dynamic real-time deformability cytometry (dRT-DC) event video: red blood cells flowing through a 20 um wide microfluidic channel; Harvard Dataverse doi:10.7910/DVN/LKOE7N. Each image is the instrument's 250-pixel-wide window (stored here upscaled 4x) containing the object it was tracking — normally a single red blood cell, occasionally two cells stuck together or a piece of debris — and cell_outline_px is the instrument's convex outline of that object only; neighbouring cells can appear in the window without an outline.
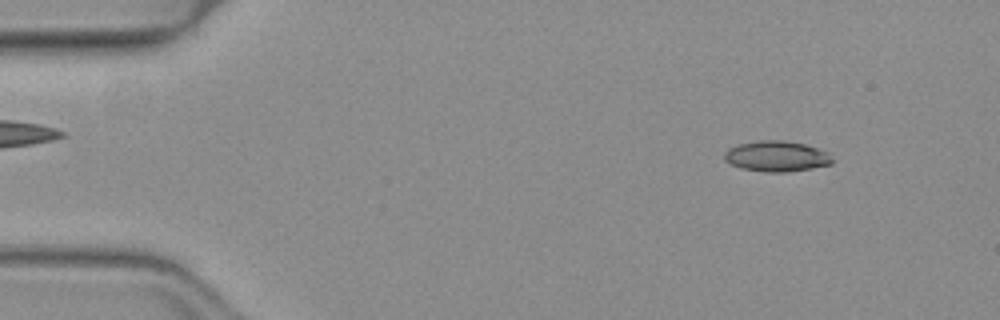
{"species": "common noctule bat (a hibernating species)", "species_latin": "Nyctalus noctula", "temperature_condition": "warm", "stored_images_in_passage": 46, "camera_frame_rate_fps": 3000, "um_per_image_px": 0.085, "animal": {"sex": "female", "body_mass_g": 19.3, "forearm_length_mm": 54.1}, "frame": {"image": 1, "passage_image": 1, "time_ms": 0.0, "image_size_px": [1000, 320], "cell_outline_px": [[832, 164], [812, 168], [784, 172], [764, 172], [740, 168], [724, 160], [724, 152], [728, 148], [736, 144], [760, 140], [784, 140], [804, 144], [828, 152], [832, 160]], "centroid_in_image_um": [65.97, 13.28], "position_along_channel_um": 19.0, "area_um2": 19.31}}
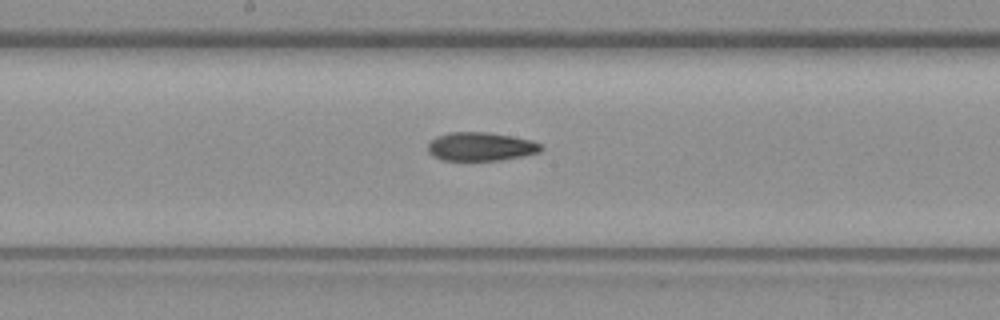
{"frame": {"image": 2, "passage_image": 22, "time_ms": 7.0, "image_size_px": [1000, 320], "cell_outline_px": [[544, 148], [540, 152], [500, 160], [444, 160], [432, 156], [428, 152], [428, 144], [436, 136], [448, 132], [488, 132], [532, 140], [540, 144]], "centroid_in_image_um": [40.84, 12.45], "position_along_channel_um": 207.4, "area_um2": 18.79}}
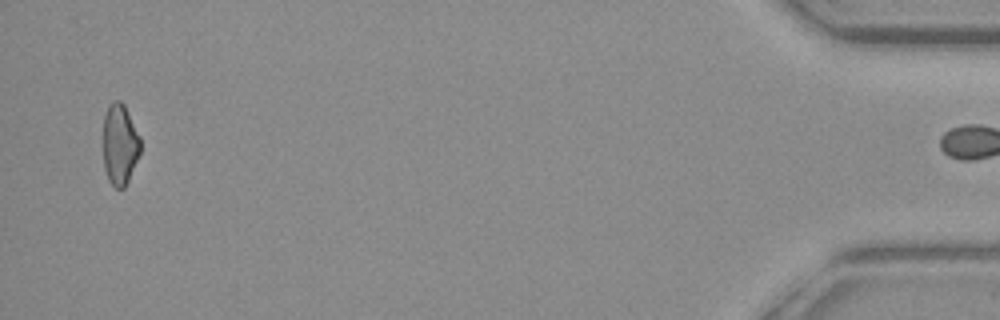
{"frame": {"image": 3, "passage_image": 45, "time_ms": 14.667, "image_size_px": [1000, 320], "cell_outline_px": [[140, 152], [128, 180], [124, 188], [116, 188], [108, 180], [104, 168], [104, 116], [108, 104], [112, 100], [120, 100], [124, 104], [140, 136]], "centroid_in_image_um": [10.18, 12.24], "position_along_channel_um": 425.0, "area_um2": 17.51}, "authors_computed_cell_mechanics": {"area_um2": 18.8717, "velocity_mm_per_s": 4.0275, "shape_relaxation_time_tau1_ms": null, "shape_relaxation_time_tau2_ms": 6.4606, "deformation_change_tau1": null, "deformation_change_tau2": 0.1495}}